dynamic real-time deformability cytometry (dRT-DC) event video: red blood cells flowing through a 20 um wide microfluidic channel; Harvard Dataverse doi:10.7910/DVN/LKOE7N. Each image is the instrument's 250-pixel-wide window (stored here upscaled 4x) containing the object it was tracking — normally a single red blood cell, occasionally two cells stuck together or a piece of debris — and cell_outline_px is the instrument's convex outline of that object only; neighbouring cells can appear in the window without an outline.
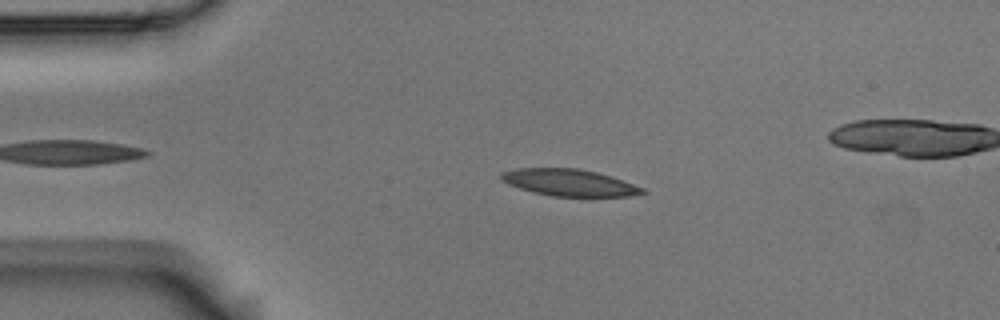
{"species": "Egyptian fruit bat (a non-hibernating species)", "species_latin": "Rousettus aegyptiacus", "temperature_condition": "room temperature", "stored_images_in_passage": 49, "camera_frame_rate_fps": 3000, "um_per_image_px": 0.085, "animal": {"sex": "male"}, "frame": {"image": 1, "passage_image": 11, "time_ms": 3.333, "image_size_px": [1000, 320], "cell_outline_px": [[648, 192], [628, 196], [552, 196], [532, 192], [508, 184], [500, 180], [500, 172], [516, 168], [580, 168], [612, 176], [644, 188]], "centroid_in_image_um": [48.36, 15.51], "position_along_channel_um": 36.6, "area_um2": 22.14}}
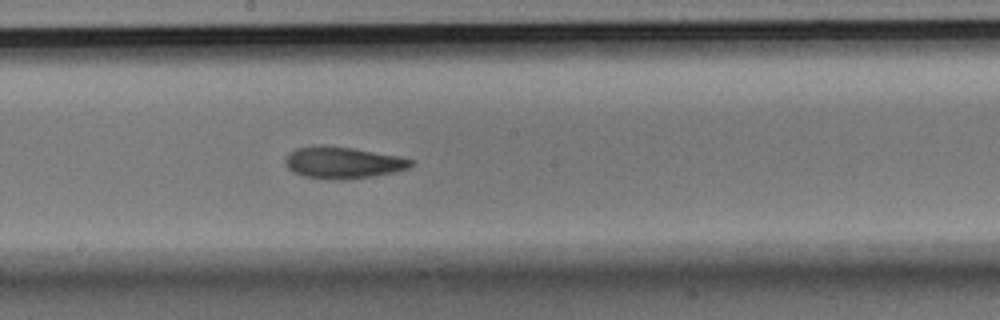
{"frame": {"image": 2, "passage_image": 29, "time_ms": 9.333, "image_size_px": [1000, 320], "cell_outline_px": [[416, 160], [408, 168], [396, 172], [372, 176], [344, 180], [304, 176], [292, 172], [284, 164], [284, 160], [288, 152], [296, 148], [312, 144], [324, 144], [352, 148], [396, 156]], "centroid_in_image_um": [29.08, 13.8], "position_along_channel_um": 219.1, "area_um2": 23.41}}
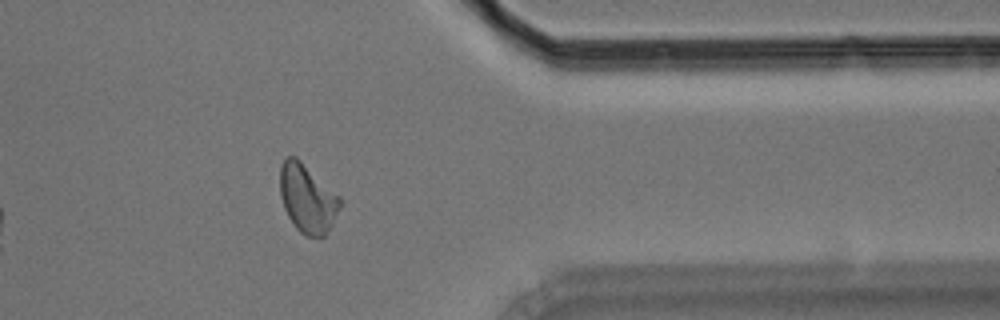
{"frame": {"image": 3, "passage_image": 44, "time_ms": 14.333, "image_size_px": [1000, 320], "cell_outline_px": [[340, 208], [332, 224], [324, 236], [304, 236], [296, 228], [288, 216], [284, 208], [280, 196], [280, 164], [288, 156], [296, 156], [340, 196]], "centroid_in_image_um": [26.11, 16.86], "position_along_channel_um": 385.3, "area_um2": 23.87}, "authors_computed_cell_mechanics": {"area_um2": 22.831, "velocity_mm_per_s": 3.5977, "shape_relaxation_time_tau1_ms": 6.278, "shape_relaxation_time_tau2_ms": 4.8852, "deformation_change_tau1": 0.1709, "deformation_change_tau2": 0.1284}}